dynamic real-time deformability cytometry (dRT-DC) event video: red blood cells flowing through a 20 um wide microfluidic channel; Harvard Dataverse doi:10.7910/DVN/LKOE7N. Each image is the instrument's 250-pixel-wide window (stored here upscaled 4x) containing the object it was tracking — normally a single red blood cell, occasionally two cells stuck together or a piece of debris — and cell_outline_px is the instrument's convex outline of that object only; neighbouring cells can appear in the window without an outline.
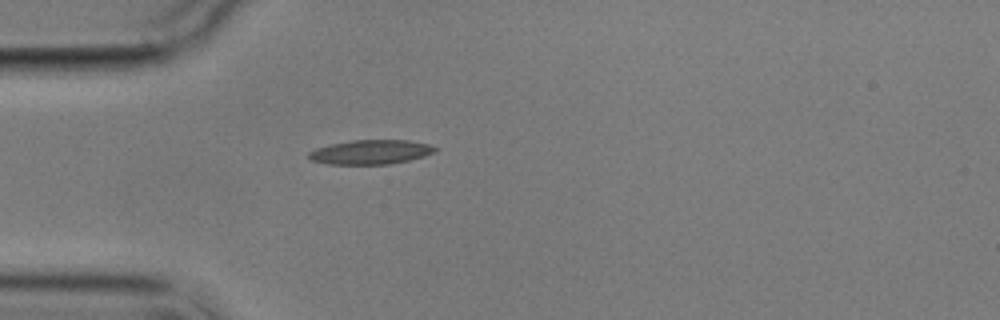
{"species": "common noctule bat (a hibernating species)", "species_latin": "Nyctalus noctula", "temperature_condition": "cold", "stored_images_in_passage": 1, "camera_frame_rate_fps": 3000, "um_per_image_px": 0.085, "animal": {"sex": "male", "body_mass_g": 17.9}, "frame": {"image": 1, "passage_image": 1, "time_ms": 0.0, "image_size_px": [1000, 320], "cell_outline_px": [[436, 152], [424, 156], [408, 160], [388, 164], [328, 164], [308, 160], [308, 152], [316, 148], [332, 144], [352, 140], [408, 140], [428, 144], [436, 148]], "centroid_in_image_um": [31.47, 12.93], "position_along_channel_um": 53.5, "area_um2": 17.86}}